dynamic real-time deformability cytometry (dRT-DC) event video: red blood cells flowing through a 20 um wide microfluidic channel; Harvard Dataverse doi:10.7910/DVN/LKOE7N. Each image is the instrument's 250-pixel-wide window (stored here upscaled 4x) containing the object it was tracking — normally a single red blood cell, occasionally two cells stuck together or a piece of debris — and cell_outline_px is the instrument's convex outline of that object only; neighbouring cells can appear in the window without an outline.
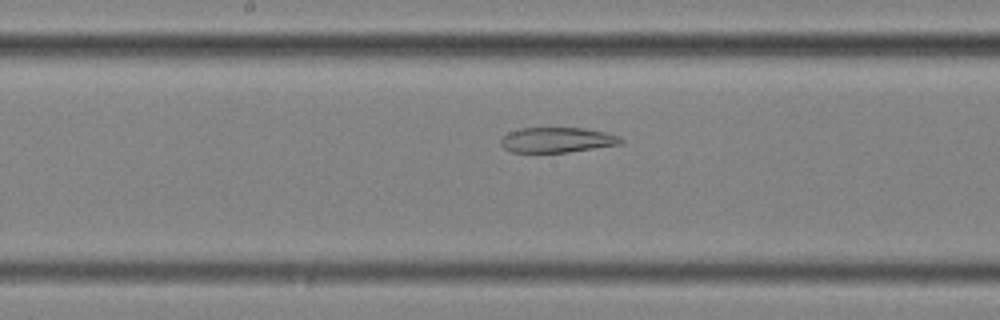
{"species": "common noctule bat (a hibernating species)", "species_latin": "Nyctalus noctula", "temperature_condition": "cold", "stored_images_in_passage": 31, "camera_frame_rate_fps": 3000, "um_per_image_px": 0.085, "animal": {"sex": "female", "body_mass_g": 25.1}, "frame": {"image": 1, "passage_image": 18, "time_ms": 5.667, "image_size_px": [1000, 320], "cell_outline_px": [[624, 140], [620, 144], [568, 152], [512, 152], [504, 148], [500, 144], [500, 140], [508, 132], [520, 128], [584, 128], [608, 132], [620, 136]], "centroid_in_image_um": [47.37, 11.89], "position_along_channel_um": 200.8, "area_um2": 17.63}}
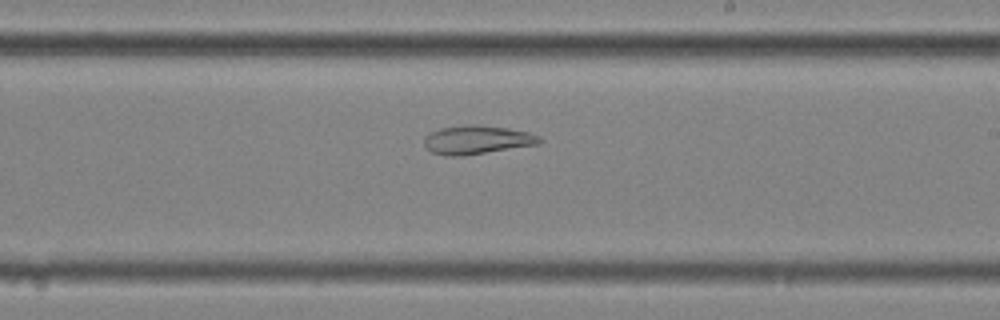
{"frame": {"image": 2, "passage_image": 22, "time_ms": 7.0, "image_size_px": [1000, 320], "cell_outline_px": [[544, 140], [540, 144], [464, 156], [444, 156], [432, 152], [424, 144], [424, 136], [428, 132], [440, 128], [464, 124], [476, 124], [508, 128], [528, 132], [540, 136]], "centroid_in_image_um": [40.54, 11.88], "position_along_channel_um": 248.5, "area_um2": 19.65}}